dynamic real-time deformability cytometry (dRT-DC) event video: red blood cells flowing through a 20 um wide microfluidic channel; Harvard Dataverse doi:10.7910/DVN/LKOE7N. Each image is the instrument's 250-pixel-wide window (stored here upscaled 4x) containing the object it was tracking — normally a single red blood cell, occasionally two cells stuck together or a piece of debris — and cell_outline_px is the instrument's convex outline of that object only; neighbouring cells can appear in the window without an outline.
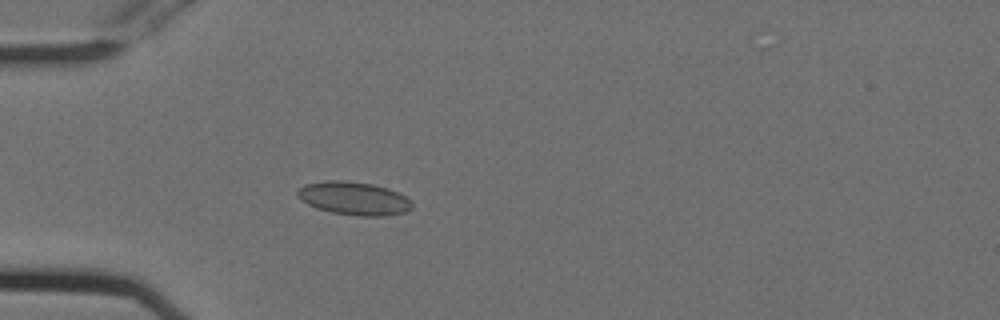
{"species": "Egyptian fruit bat (a non-hibernating species)", "species_latin": "Rousettus aegyptiacus", "temperature_condition": "cold", "stored_images_in_passage": 40, "camera_frame_rate_fps": 3000, "um_per_image_px": 0.085, "animal": {"sex": "female"}, "frame": {"image": 1, "passage_image": 2, "time_ms": 0.333, "image_size_px": [1000, 320], "cell_outline_px": [[412, 208], [404, 212], [388, 216], [360, 216], [332, 212], [316, 208], [300, 200], [296, 196], [296, 192], [304, 184], [328, 180], [344, 180], [372, 184], [388, 188], [412, 200]], "centroid_in_image_um": [30.06, 16.86], "position_along_channel_um": 54.9, "area_um2": 22.25}}
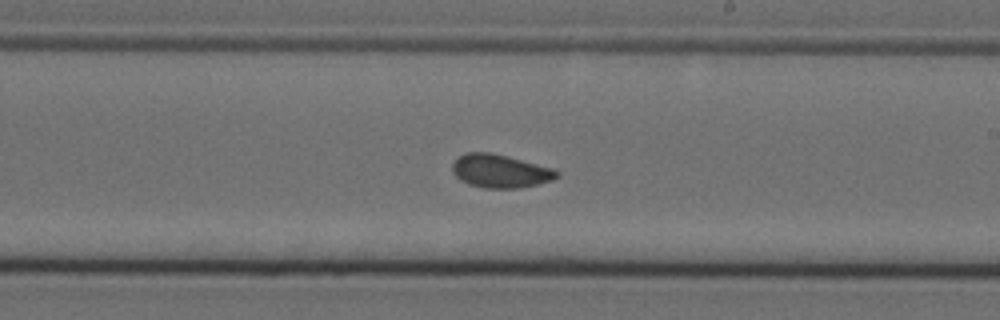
{"frame": {"image": 2, "passage_image": 18, "time_ms": 5.667, "image_size_px": [1000, 320], "cell_outline_px": [[560, 176], [552, 180], [520, 188], [484, 188], [468, 184], [460, 180], [452, 172], [452, 164], [460, 156], [468, 152], [492, 152], [508, 156], [552, 168], [560, 172]], "centroid_in_image_um": [42.52, 14.54], "position_along_channel_um": 246.5, "area_um2": 20.29}}
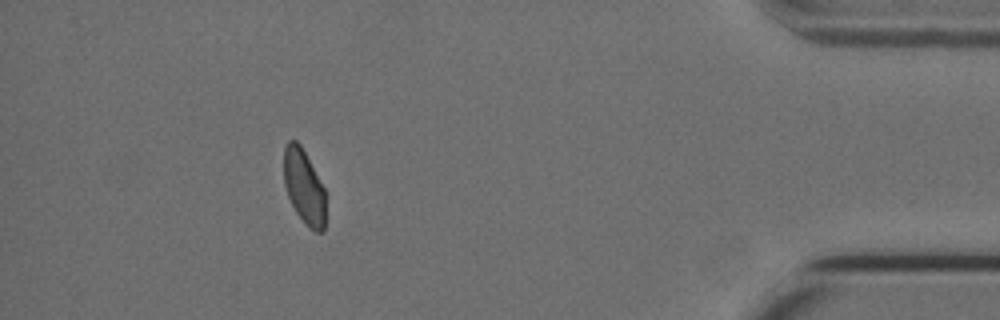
{"frame": {"image": 3, "passage_image": 35, "time_ms": 11.333, "image_size_px": [1000, 320], "cell_outline_px": [[324, 232], [316, 232], [308, 228], [304, 224], [296, 212], [288, 196], [284, 184], [284, 148], [288, 140], [296, 140], [300, 144], [324, 188]], "centroid_in_image_um": [25.82, 15.89], "position_along_channel_um": 409.4, "area_um2": 17.98}, "authors_computed_cell_mechanics": {"area_um2": 19.8832, "velocity_mm_per_s": 3.7641, "shape_relaxation_time_tau1_ms": 7.5866, "shape_relaxation_time_tau2_ms": 0.9146, "deformation_change_tau1": 0.1075, "deformation_change_tau2": 0.0512}}